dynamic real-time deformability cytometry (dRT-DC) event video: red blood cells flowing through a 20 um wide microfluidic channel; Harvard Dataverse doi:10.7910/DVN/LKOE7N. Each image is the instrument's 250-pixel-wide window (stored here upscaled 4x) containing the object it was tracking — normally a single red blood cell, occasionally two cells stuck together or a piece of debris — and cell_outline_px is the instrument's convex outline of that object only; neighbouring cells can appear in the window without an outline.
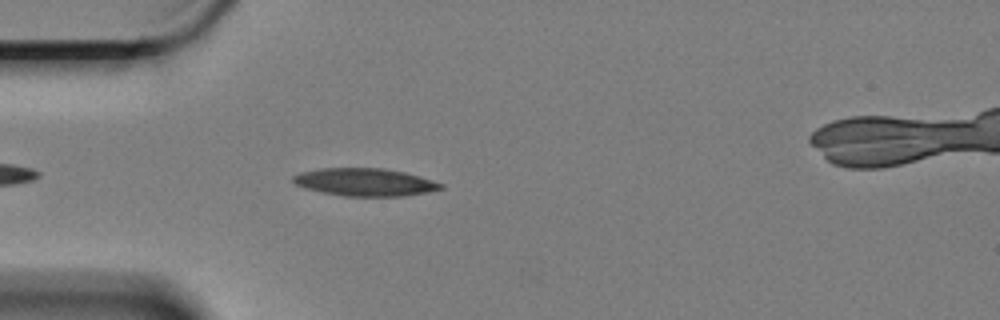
{"species": "Egyptian fruit bat (a non-hibernating species)", "species_latin": "Rousettus aegyptiacus", "temperature_condition": "cold", "stored_images_in_passage": 16, "camera_frame_rate_fps": 3000, "um_per_image_px": 0.085, "animal": {"sex": "female"}, "frame": {"image": 1, "passage_image": 5, "time_ms": 1.333, "image_size_px": [1000, 320], "cell_outline_px": [[444, 188], [428, 192], [404, 196], [344, 196], [304, 188], [296, 184], [292, 180], [292, 176], [300, 172], [320, 168], [384, 168], [404, 172], [420, 176], [444, 184]], "centroid_in_image_um": [31.03, 15.48], "position_along_channel_um": 54.0, "area_um2": 23.87}}
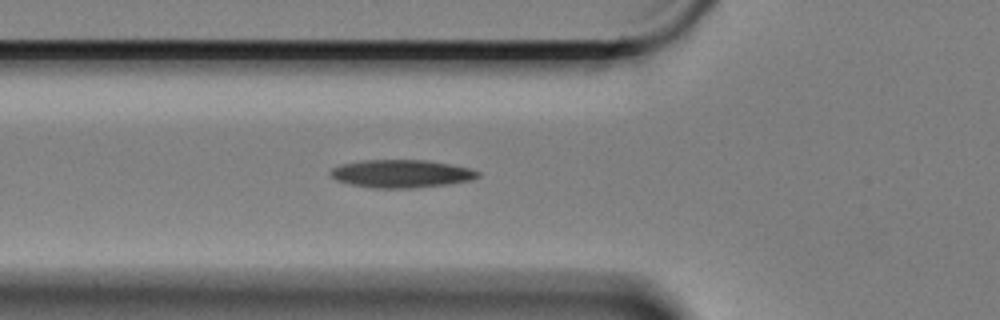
{"frame": {"image": 2, "passage_image": 9, "time_ms": 2.667, "image_size_px": [1000, 320], "cell_outline_px": [[480, 176], [472, 180], [448, 184], [412, 188], [372, 188], [352, 184], [336, 180], [328, 172], [332, 168], [340, 164], [360, 160], [428, 160], [468, 168], [480, 172]], "centroid_in_image_um": [34.09, 14.76], "position_along_channel_um": 91.7, "area_um2": 23.99}}
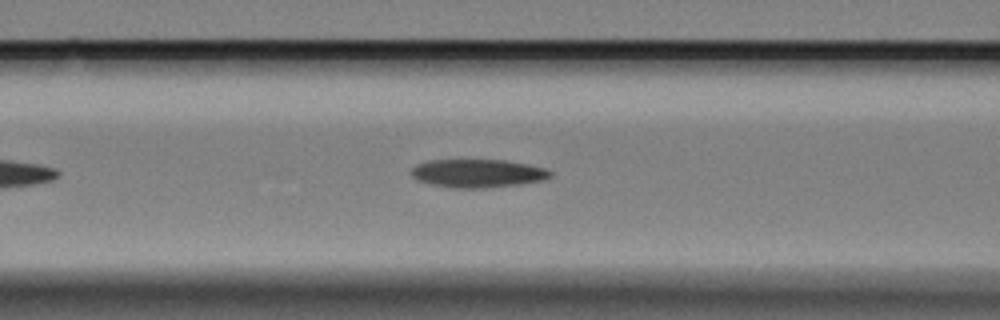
{"frame": {"image": 3, "passage_image": 12, "time_ms": 3.667, "image_size_px": [1000, 320], "cell_outline_px": [[552, 176], [544, 180], [516, 184], [484, 188], [452, 188], [432, 184], [416, 180], [408, 172], [416, 164], [428, 160], [508, 160], [528, 164], [544, 168], [552, 172]], "centroid_in_image_um": [40.57, 14.72], "position_along_channel_um": 126.0, "area_um2": 23.0}}